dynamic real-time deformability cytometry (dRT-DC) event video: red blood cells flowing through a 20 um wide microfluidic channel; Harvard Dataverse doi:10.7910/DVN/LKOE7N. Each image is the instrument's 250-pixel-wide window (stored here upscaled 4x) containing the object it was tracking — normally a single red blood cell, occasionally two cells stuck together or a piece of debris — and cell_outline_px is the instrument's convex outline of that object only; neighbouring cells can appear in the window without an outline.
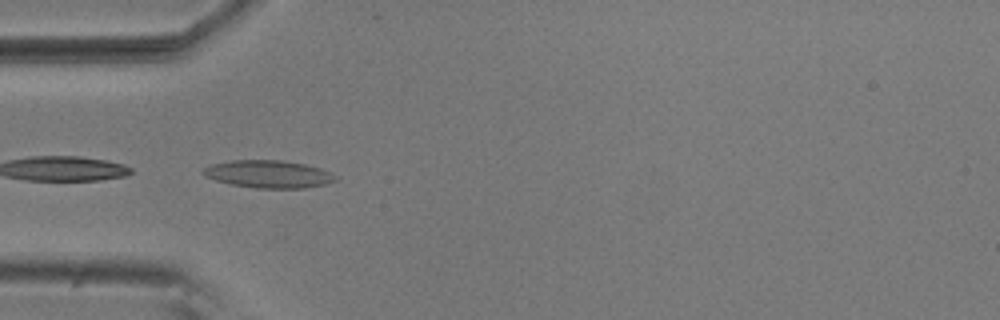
{"species": "common noctule bat (a hibernating species)", "species_latin": "Nyctalus noctula", "temperature_condition": "room temperature", "stored_images_in_passage": 5, "camera_frame_rate_fps": 3000, "um_per_image_px": 0.085, "animal": {"sex": "male", "body_mass_g": 20.5, "forearm_length_mm": 52.5}, "frame": {"image": 1, "passage_image": 4, "time_ms": 1.0, "image_size_px": [1000, 320], "cell_outline_px": [[336, 180], [324, 184], [304, 188], [256, 188], [232, 184], [216, 180], [204, 176], [200, 172], [204, 168], [212, 164], [232, 160], [284, 160], [304, 164], [320, 168], [336, 176]], "centroid_in_image_um": [22.79, 14.79], "position_along_channel_um": 62.2, "area_um2": 21.1}}